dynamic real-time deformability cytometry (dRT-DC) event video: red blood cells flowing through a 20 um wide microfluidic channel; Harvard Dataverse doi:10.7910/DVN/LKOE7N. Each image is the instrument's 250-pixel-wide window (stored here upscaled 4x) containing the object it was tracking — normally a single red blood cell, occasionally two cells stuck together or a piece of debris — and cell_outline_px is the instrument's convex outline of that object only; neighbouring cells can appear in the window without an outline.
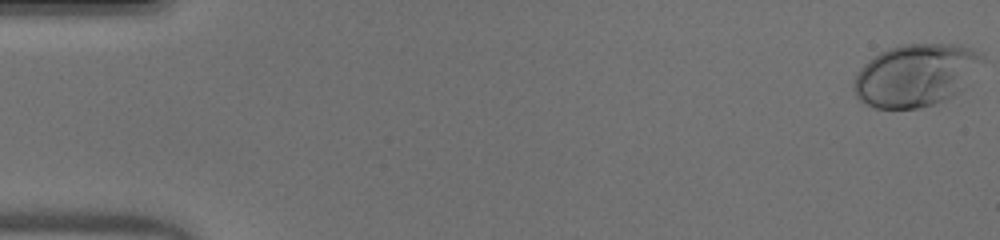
{"species": "human", "species_latin": "Homo sapiens", "temperature_condition": "warm", "stored_images_in_passage": 42, "camera_frame_rate_fps": 3000, "um_per_image_px": 0.085, "donor": {"sex": "male"}, "frame": {"image": 1, "passage_image": 1, "time_ms": 0.0, "image_size_px": [1000, 240], "cell_outline_px": [[980, 56], [964, 88], [960, 92], [944, 100], [920, 108], [876, 108], [860, 100], [856, 96], [852, 84], [852, 80], [860, 68], [868, 60], [880, 52], [888, 48], [904, 44], [956, 44], [972, 48]], "centroid_in_image_um": [77.73, 6.39], "position_along_channel_um": 7.3, "area_um2": 45.95}}
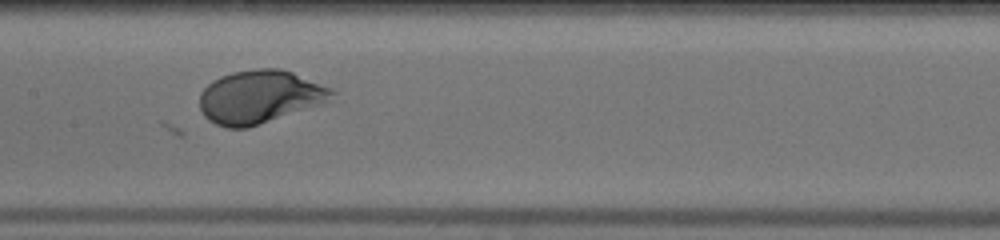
{"frame": {"image": 2, "passage_image": 26, "time_ms": 8.333, "image_size_px": [1000, 240], "cell_outline_px": [[336, 92], [324, 104], [248, 128], [224, 128], [208, 120], [204, 116], [200, 108], [200, 92], [212, 80], [220, 76], [232, 72], [256, 68], [276, 68], [292, 72], [332, 88]], "centroid_in_image_um": [22.07, 8.24], "position_along_channel_um": 185.3, "area_um2": 41.21}}
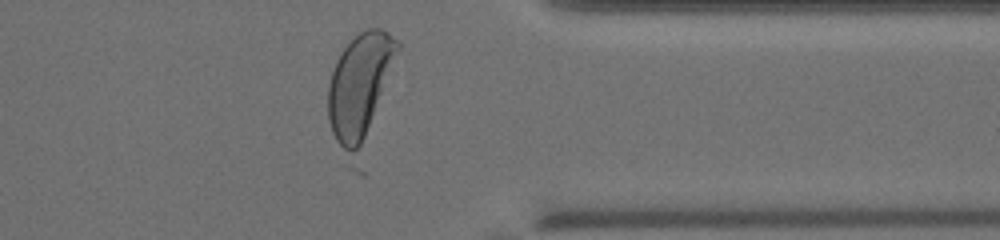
{"frame": {"image": 3, "passage_image": 41, "time_ms": 13.333, "image_size_px": [1000, 240], "cell_outline_px": [[400, 48], [364, 136], [360, 144], [356, 148], [344, 148], [336, 140], [332, 132], [328, 120], [328, 84], [336, 60], [340, 52], [360, 32], [368, 28], [380, 28], [388, 32], [400, 40]], "centroid_in_image_um": [30.56, 7.12], "position_along_channel_um": 380.8, "area_um2": 40.06}, "authors_computed_cell_mechanics": {"area_um2": 41.1247, "velocity_mm_per_s": 4.0813, "shape_relaxation_time_tau1_ms": 4.0523, "shape_relaxation_time_tau2_ms": null, "deformation_change_tau1": 0.222, "deformation_change_tau2": null}}